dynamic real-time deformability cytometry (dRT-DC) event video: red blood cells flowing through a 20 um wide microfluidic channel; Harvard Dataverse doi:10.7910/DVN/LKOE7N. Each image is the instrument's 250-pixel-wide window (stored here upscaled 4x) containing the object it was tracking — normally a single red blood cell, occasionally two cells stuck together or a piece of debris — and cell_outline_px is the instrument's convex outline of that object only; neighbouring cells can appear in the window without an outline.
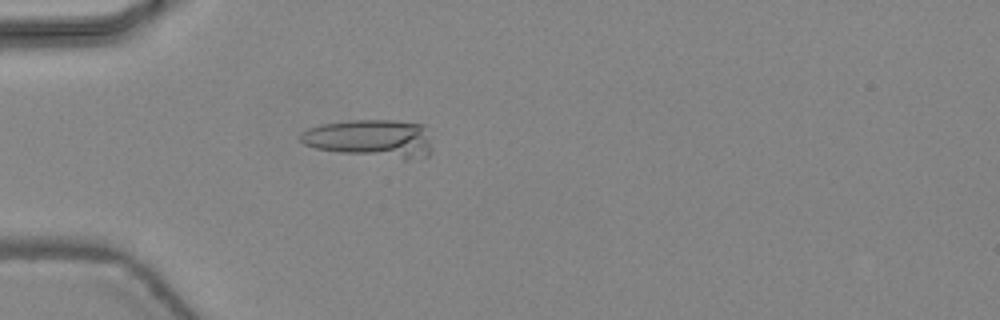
{"species": "common noctule bat (a hibernating species)", "species_latin": "Nyctalus noctula", "temperature_condition": "warm", "stored_images_in_passage": 47, "camera_frame_rate_fps": 3000, "um_per_image_px": 0.085, "animal": {"sex": "female", "body_mass_g": 24.6, "forearm_length_mm": 56.2}, "frame": {"image": 1, "passage_image": 15, "time_ms": 4.667, "image_size_px": [1000, 320], "cell_outline_px": [[432, 152], [428, 156], [404, 160], [340, 152], [316, 148], [304, 144], [300, 140], [300, 132], [308, 128], [320, 124], [348, 120], [396, 120], [424, 124], [432, 148]], "centroid_in_image_um": [31.54, 11.77], "position_along_channel_um": 53.5, "area_um2": 29.48}}